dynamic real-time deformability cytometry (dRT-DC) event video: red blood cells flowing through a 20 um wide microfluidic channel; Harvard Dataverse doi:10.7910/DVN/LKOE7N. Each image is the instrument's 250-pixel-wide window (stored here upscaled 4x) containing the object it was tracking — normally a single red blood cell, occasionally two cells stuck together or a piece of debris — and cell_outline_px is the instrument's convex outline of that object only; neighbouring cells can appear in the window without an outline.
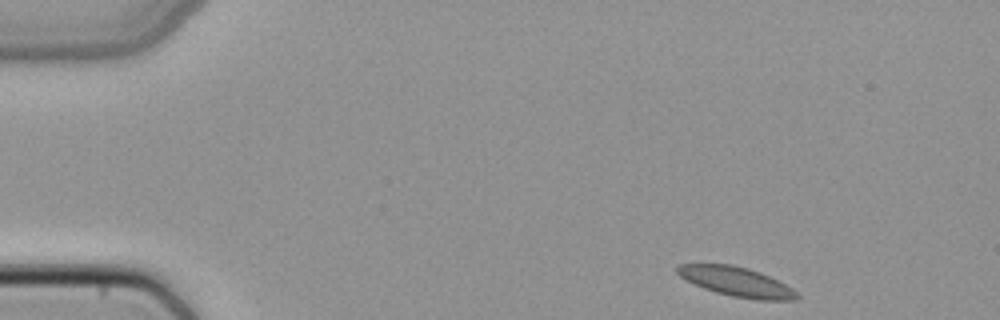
{"species": "common noctule bat (a hibernating species)", "species_latin": "Nyctalus noctula", "temperature_condition": "cold", "stored_images_in_passage": 45, "camera_frame_rate_fps": 3000, "um_per_image_px": 0.085, "animal": {"sex": "female", "body_mass_g": 22.7, "forearm_length_mm": 54.2}, "frame": {"image": 1, "passage_image": 1, "time_ms": 0.0, "image_size_px": [1000, 320], "cell_outline_px": [[800, 296], [796, 300], [760, 300], [732, 296], [716, 292], [704, 288], [680, 276], [676, 272], [676, 268], [680, 264], [732, 264], [748, 268], [760, 272], [792, 288]], "centroid_in_image_um": [62.61, 23.94], "position_along_channel_um": 22.4, "area_um2": 20.23}}
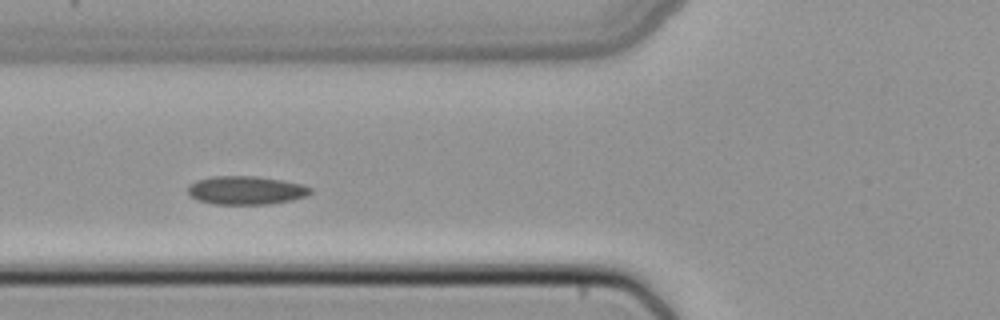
{"frame": {"image": 2, "passage_image": 14, "time_ms": 4.333, "image_size_px": [1000, 320], "cell_outline_px": [[312, 192], [308, 196], [292, 200], [268, 204], [216, 204], [200, 200], [192, 196], [188, 192], [188, 184], [196, 180], [212, 176], [256, 176], [304, 184], [312, 188]], "centroid_in_image_um": [20.95, 16.17], "position_along_channel_um": 104.9, "area_um2": 20.35}}
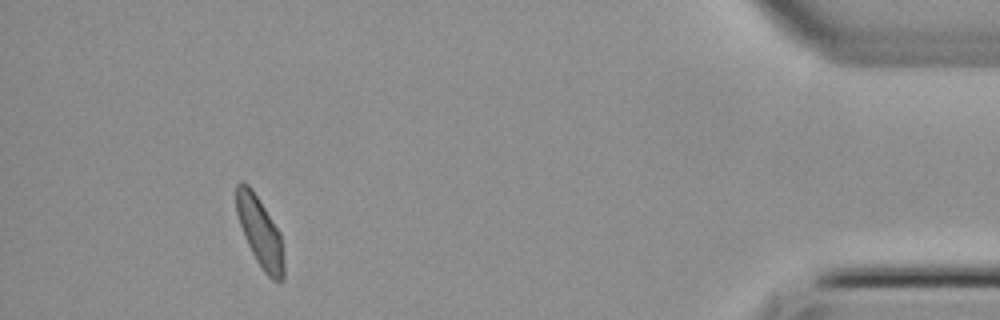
{"frame": {"image": 3, "passage_image": 41, "time_ms": 13.333, "image_size_px": [1000, 320], "cell_outline_px": [[284, 280], [272, 280], [264, 272], [256, 260], [244, 236], [236, 212], [236, 184], [240, 180], [244, 180], [252, 188], [260, 200], [280, 232], [284, 264]], "centroid_in_image_um": [22.09, 19.69], "position_along_channel_um": 413.1, "area_um2": 19.36}}